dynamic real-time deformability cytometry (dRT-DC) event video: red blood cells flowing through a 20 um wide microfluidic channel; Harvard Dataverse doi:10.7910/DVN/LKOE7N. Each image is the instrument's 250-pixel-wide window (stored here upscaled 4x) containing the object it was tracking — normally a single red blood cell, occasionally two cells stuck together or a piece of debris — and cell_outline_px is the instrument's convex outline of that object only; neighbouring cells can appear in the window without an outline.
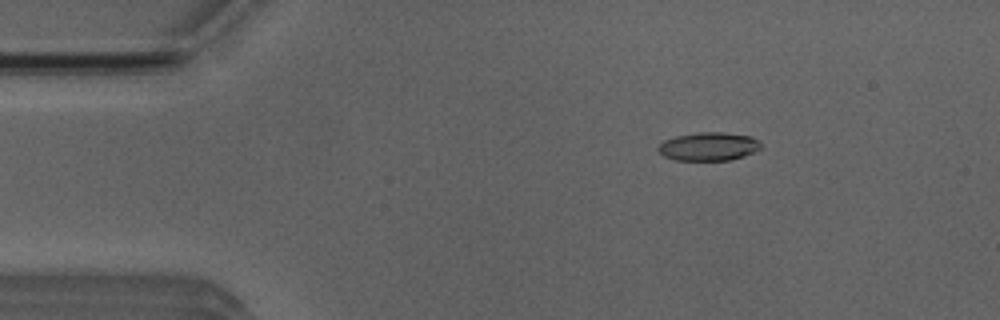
{"species": "Egyptian fruit bat (a non-hibernating species)", "species_latin": "Rousettus aegyptiacus", "temperature_condition": "room temperature", "stored_images_in_passage": 3, "camera_frame_rate_fps": 3000, "um_per_image_px": 0.085, "animal": {"sex": "male"}, "frame": {"image": 1, "passage_image": 1, "time_ms": 0.0, "image_size_px": [1000, 320], "cell_outline_px": [[760, 148], [744, 156], [728, 160], [676, 160], [664, 156], [656, 148], [664, 140], [676, 136], [700, 132], [724, 132], [752, 136], [760, 144]], "centroid_in_image_um": [60.21, 12.44], "position_along_channel_um": 24.8, "area_um2": 16.82}}